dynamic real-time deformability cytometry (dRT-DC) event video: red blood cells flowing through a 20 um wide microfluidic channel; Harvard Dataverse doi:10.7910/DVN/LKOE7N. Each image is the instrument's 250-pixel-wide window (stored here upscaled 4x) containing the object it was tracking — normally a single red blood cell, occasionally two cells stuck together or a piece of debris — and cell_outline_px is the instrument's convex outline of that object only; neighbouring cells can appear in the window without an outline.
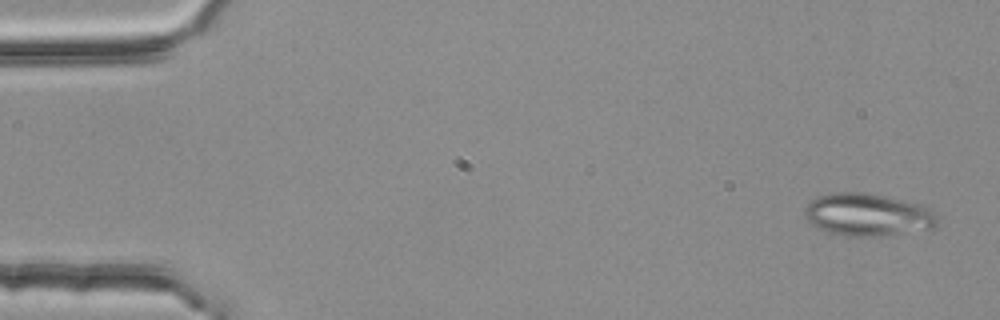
{"species": "common noctule bat (a hibernating species)", "species_latin": "Nyctalus noctula", "temperature_condition": "room temperature", "stored_images_in_passage": 4, "camera_frame_rate_fps": 3000, "um_per_image_px": 0.085, "animal": {"sex": "female", "body_mass_g": 25.1}, "frame": {"image": 1, "passage_image": 1, "time_ms": 0.0, "image_size_px": [1000, 320], "cell_outline_px": [[936, 228], [872, 236], [848, 236], [828, 232], [812, 224], [804, 216], [804, 208], [812, 200], [820, 196], [832, 192], [864, 192], [884, 196], [932, 208], [936, 216]], "centroid_in_image_um": [73.73, 18.24], "position_along_channel_um": 11.3, "area_um2": 32.43}}